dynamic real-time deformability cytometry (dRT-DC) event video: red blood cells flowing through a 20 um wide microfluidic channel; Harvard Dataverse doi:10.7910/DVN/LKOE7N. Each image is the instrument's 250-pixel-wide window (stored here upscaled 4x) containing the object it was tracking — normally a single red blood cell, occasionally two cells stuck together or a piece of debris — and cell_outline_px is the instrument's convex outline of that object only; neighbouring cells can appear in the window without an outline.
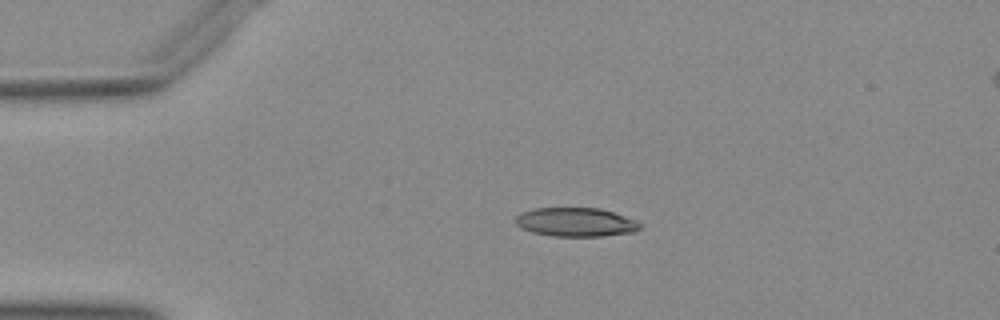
{"species": "Egyptian fruit bat (a non-hibernating species)", "species_latin": "Rousettus aegyptiacus", "temperature_condition": "warm", "stored_images_in_passage": 41, "camera_frame_rate_fps": 3000, "um_per_image_px": 0.085, "animal": {"sex": "female"}, "frame": {"image": 1, "passage_image": 1, "time_ms": 0.0, "image_size_px": [1000, 320], "cell_outline_px": [[640, 228], [632, 232], [604, 236], [552, 236], [532, 232], [520, 228], [512, 220], [520, 212], [536, 208], [600, 208], [636, 220], [640, 224]], "centroid_in_image_um": [48.87, 18.88], "position_along_channel_um": 36.1, "area_um2": 20.98}}
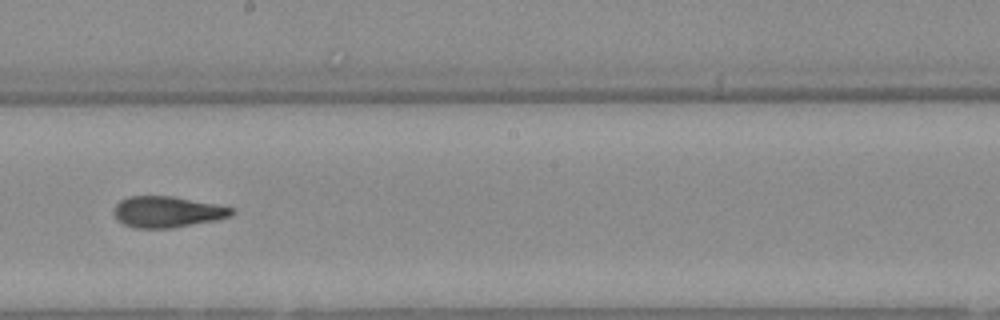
{"frame": {"image": 2, "passage_image": 19, "time_ms": 6.0, "image_size_px": [1000, 320], "cell_outline_px": [[236, 212], [232, 216], [216, 220], [172, 228], [136, 228], [124, 224], [116, 216], [116, 204], [120, 200], [128, 196], [172, 196], [216, 204], [236, 208]], "centroid_in_image_um": [14.29, 18.0], "position_along_channel_um": 233.9, "area_um2": 21.27}}
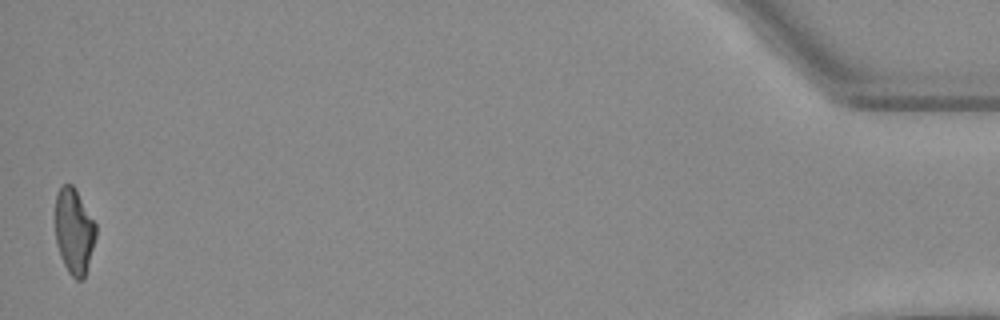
{"frame": {"image": 3, "passage_image": 41, "time_ms": 13.333, "image_size_px": [1000, 320], "cell_outline_px": [[96, 236], [84, 280], [76, 280], [68, 272], [60, 256], [56, 244], [56, 192], [60, 184], [72, 184], [96, 224]], "centroid_in_image_um": [6.29, 19.66], "position_along_channel_um": 428.9, "area_um2": 20.23}}